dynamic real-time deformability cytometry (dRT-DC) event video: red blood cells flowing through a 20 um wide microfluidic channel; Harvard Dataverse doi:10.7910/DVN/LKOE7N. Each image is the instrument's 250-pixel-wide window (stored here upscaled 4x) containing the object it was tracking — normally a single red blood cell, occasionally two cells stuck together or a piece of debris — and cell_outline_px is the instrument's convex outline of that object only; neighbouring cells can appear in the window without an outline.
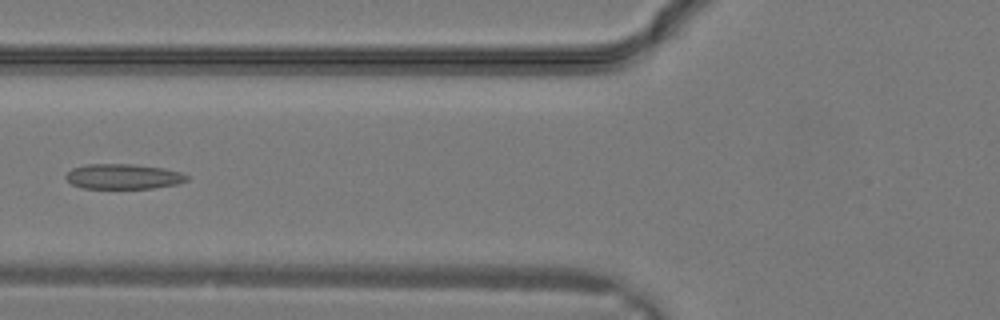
{"species": "common noctule bat (a hibernating species)", "species_latin": "Nyctalus noctula", "temperature_condition": "warm", "stored_images_in_passage": 11, "camera_frame_rate_fps": 3000, "um_per_image_px": 0.085, "animal": {"sex": "male", "body_mass_g": 19.2, "forearm_length_mm": 51.8}, "frame": {"image": 1, "passage_image": 8, "time_ms": 2.333, "image_size_px": [1000, 320], "cell_outline_px": [[188, 180], [176, 184], [152, 188], [80, 188], [72, 184], [64, 176], [72, 168], [88, 164], [132, 164], [164, 168], [180, 172], [188, 176]], "centroid_in_image_um": [10.46, 15.0], "position_along_channel_um": 115.3, "area_um2": 17.63}}
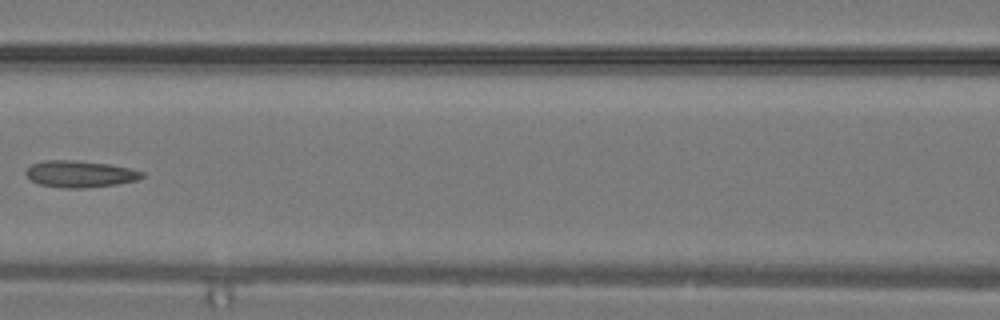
{"frame": {"image": 2, "passage_image": 10, "time_ms": 3.0, "image_size_px": [1000, 320], "cell_outline_px": [[144, 176], [136, 180], [116, 184], [84, 188], [60, 188], [40, 184], [32, 180], [24, 172], [32, 164], [44, 160], [76, 160], [108, 164], [128, 168], [144, 172]], "centroid_in_image_um": [6.78, 14.79], "position_along_channel_um": 159.8, "area_um2": 17.92}}